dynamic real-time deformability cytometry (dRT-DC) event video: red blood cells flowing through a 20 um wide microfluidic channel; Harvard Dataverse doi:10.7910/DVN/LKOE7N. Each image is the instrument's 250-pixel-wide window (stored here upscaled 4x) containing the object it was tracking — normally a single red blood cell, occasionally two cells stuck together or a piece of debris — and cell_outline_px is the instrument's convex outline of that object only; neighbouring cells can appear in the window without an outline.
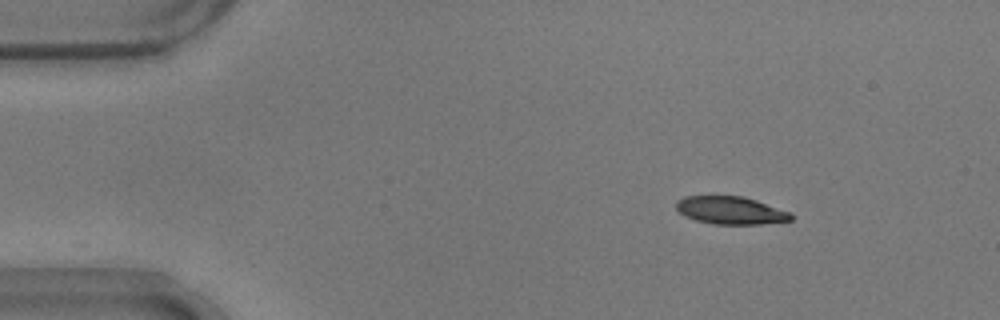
{"species": "common noctule bat (a hibernating species)", "species_latin": "Nyctalus noctula", "temperature_condition": "warm", "stored_images_in_passage": 30, "camera_frame_rate_fps": 3000, "um_per_image_px": 0.085, "animal": {"sex": "male", "body_mass_g": 17.9}, "frame": {"image": 1, "passage_image": 1, "time_ms": 0.0, "image_size_px": [1000, 320], "cell_outline_px": [[792, 220], [760, 224], [712, 224], [696, 220], [684, 216], [676, 208], [676, 200], [684, 196], [744, 196], [792, 212]], "centroid_in_image_um": [62.1, 17.88], "position_along_channel_um": 22.9, "area_um2": 18.67}}
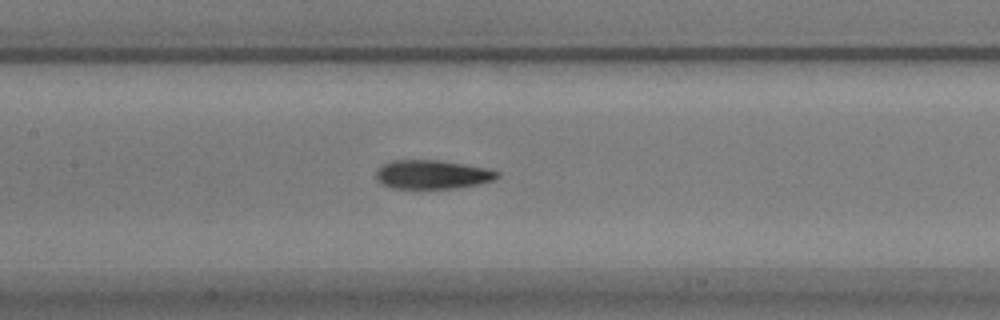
{"frame": {"image": 2, "passage_image": 19, "time_ms": 6.0, "image_size_px": [1000, 320], "cell_outline_px": [[500, 176], [492, 180], [476, 184], [452, 188], [392, 188], [380, 184], [376, 180], [376, 168], [380, 164], [392, 160], [436, 160], [464, 164], [484, 168], [500, 172]], "centroid_in_image_um": [36.65, 14.82], "position_along_channel_um": 170.8, "area_um2": 20.35}}
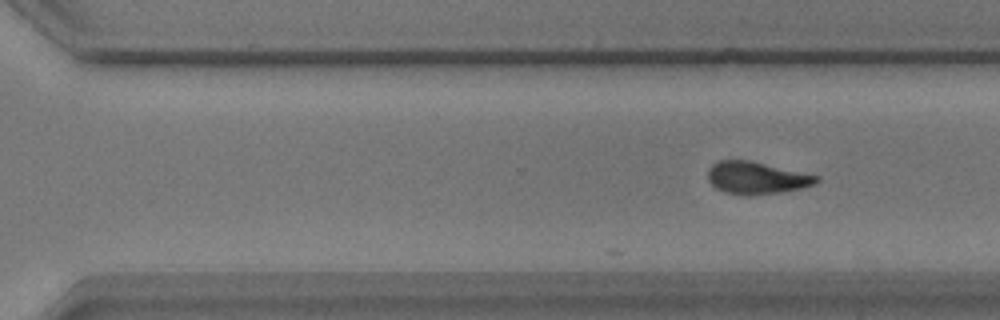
{"frame": {"image": 3, "passage_image": 30, "time_ms": 9.667, "image_size_px": [1000, 320], "cell_outline_px": [[820, 180], [816, 184], [800, 188], [780, 192], [724, 192], [716, 188], [708, 180], [708, 168], [712, 164], [720, 160], [748, 160], [820, 176]], "centroid_in_image_um": [64.32, 15.07], "position_along_channel_um": 306.3, "area_um2": 19.59}}